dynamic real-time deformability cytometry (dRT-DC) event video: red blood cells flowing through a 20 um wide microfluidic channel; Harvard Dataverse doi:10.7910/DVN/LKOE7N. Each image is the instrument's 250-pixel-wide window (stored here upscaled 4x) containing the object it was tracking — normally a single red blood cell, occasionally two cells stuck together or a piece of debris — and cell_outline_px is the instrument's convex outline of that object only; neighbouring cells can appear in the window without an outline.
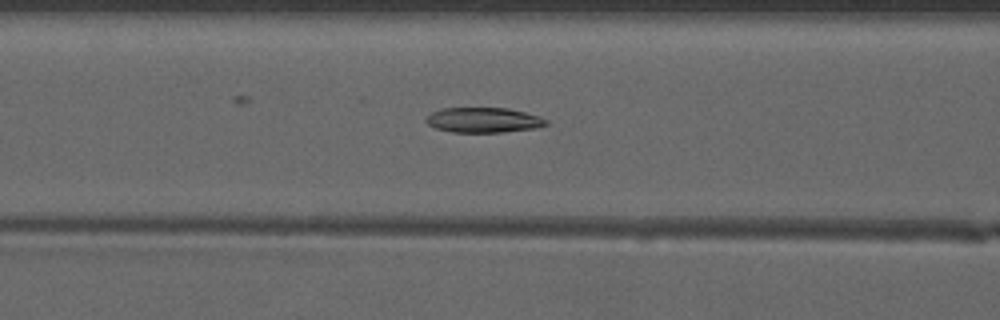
{"species": "common noctule bat (a hibernating species)", "species_latin": "Nyctalus noctula", "temperature_condition": "warm", "stored_images_in_passage": 37, "camera_frame_rate_fps": 3000, "um_per_image_px": 0.085, "animal": {"sex": "male", "forearm_length_mm": 52.5}, "frame": {"image": 1, "passage_image": 8, "time_ms": 2.333, "image_size_px": [1000, 320], "cell_outline_px": [[548, 124], [536, 128], [504, 132], [452, 132], [436, 128], [428, 124], [424, 120], [432, 112], [440, 108], [508, 108], [540, 116], [548, 120]], "centroid_in_image_um": [41.11, 10.2], "position_along_channel_um": 125.5, "area_um2": 17.57}}
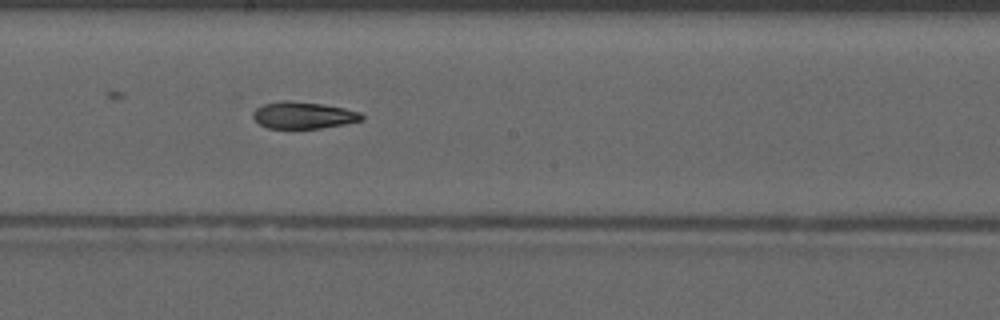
{"frame": {"image": 2, "passage_image": 15, "time_ms": 4.667, "image_size_px": [1000, 320], "cell_outline_px": [[364, 120], [344, 124], [320, 128], [268, 128], [260, 124], [252, 116], [252, 112], [256, 108], [264, 104], [280, 100], [288, 100], [324, 104], [344, 108], [360, 112], [364, 116]], "centroid_in_image_um": [25.79, 9.78], "position_along_channel_um": 222.4, "area_um2": 17.05}}
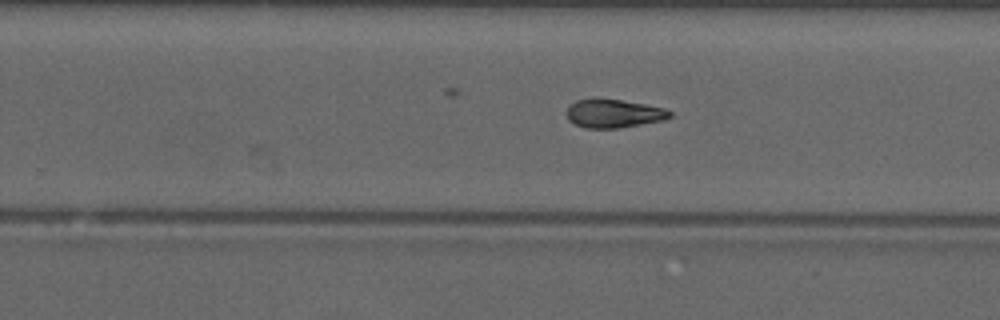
{"frame": {"image": 3, "passage_image": 19, "time_ms": 6.0, "image_size_px": [1000, 320], "cell_outline_px": [[672, 116], [664, 120], [620, 128], [588, 128], [576, 124], [568, 120], [564, 112], [576, 100], [620, 100], [644, 104], [664, 108], [672, 112]], "centroid_in_image_um": [52.18, 9.67], "position_along_channel_um": 277.6, "area_um2": 16.82}}